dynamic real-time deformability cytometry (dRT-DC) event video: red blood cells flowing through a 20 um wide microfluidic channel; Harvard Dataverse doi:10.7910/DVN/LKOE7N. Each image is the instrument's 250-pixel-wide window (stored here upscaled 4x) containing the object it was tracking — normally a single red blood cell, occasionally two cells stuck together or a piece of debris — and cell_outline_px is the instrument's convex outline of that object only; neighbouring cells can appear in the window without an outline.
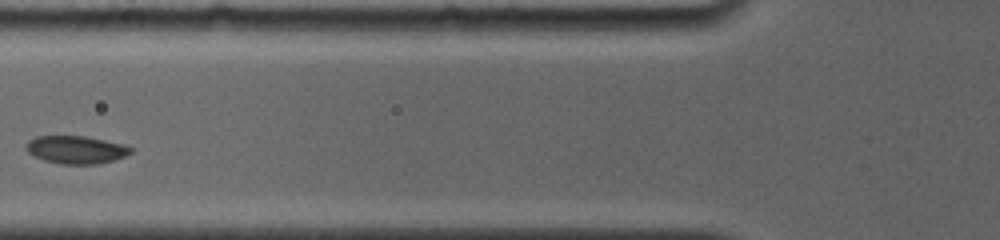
{"species": "common noctule bat (a hibernating species)", "species_latin": "Nyctalus noctula", "temperature_condition": "room temperature", "stored_images_in_passage": 3, "camera_frame_rate_fps": 4000, "um_per_image_px": 0.085, "animal": {"sex": "female", "body_mass_g": 19.0, "forearm_length_mm": 56.7}, "frame": {"image": 1, "passage_image": 3, "time_ms": 2.25, "image_size_px": [1000, 240], "cell_outline_px": [[132, 152], [124, 156], [112, 160], [96, 164], [60, 164], [44, 160], [32, 156], [24, 148], [28, 140], [36, 136], [84, 136], [104, 140], [120, 144], [132, 148]], "centroid_in_image_um": [6.39, 12.72], "position_along_channel_um": 119.4, "area_um2": 16.88}}